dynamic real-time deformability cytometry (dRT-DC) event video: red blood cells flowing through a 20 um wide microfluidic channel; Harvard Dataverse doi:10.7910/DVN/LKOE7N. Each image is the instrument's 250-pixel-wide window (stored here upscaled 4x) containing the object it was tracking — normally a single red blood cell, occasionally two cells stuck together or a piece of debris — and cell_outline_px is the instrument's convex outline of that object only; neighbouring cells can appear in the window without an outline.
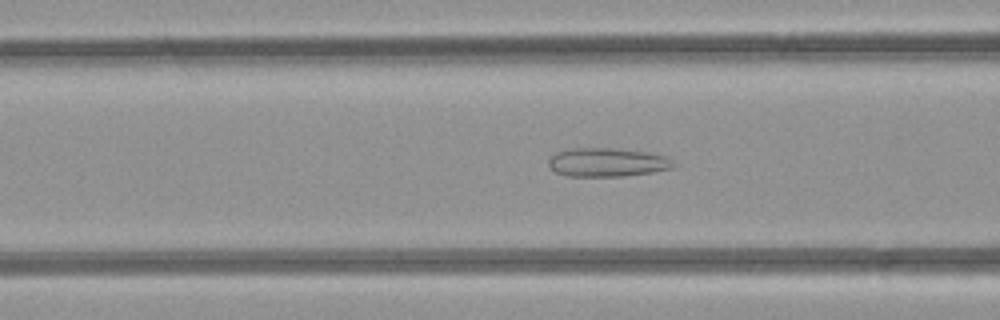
{"species": "common noctule bat (a hibernating species)", "species_latin": "Nyctalus noctula", "temperature_condition": "room temperature", "stored_images_in_passage": 46, "camera_frame_rate_fps": 3000, "um_per_image_px": 0.085, "animal": {"sex": "female", "body_mass_g": 21.9}, "frame": {"image": 1, "passage_image": 15, "time_ms": 4.667, "image_size_px": [1000, 320], "cell_outline_px": [[676, 164], [672, 168], [652, 172], [624, 176], [568, 176], [556, 172], [548, 164], [548, 160], [556, 152], [572, 148], [612, 148], [648, 152], [668, 156]], "centroid_in_image_um": [51.64, 13.79], "position_along_channel_um": 115.0, "area_um2": 20.92}}
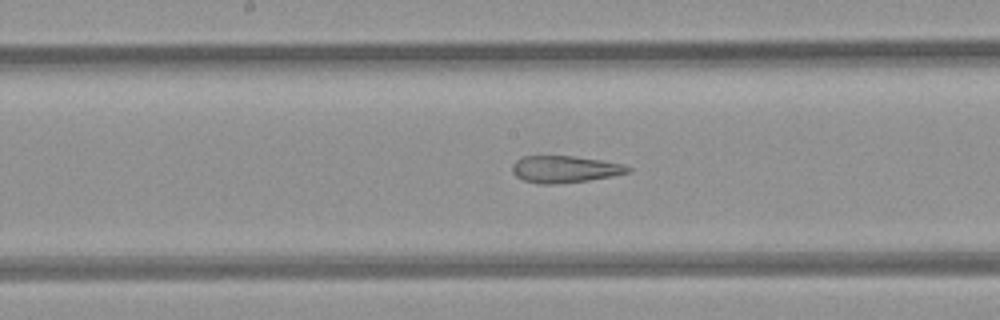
{"frame": {"image": 2, "passage_image": 21, "time_ms": 6.667, "image_size_px": [1000, 320], "cell_outline_px": [[632, 172], [612, 176], [588, 180], [556, 184], [536, 184], [524, 180], [516, 176], [512, 172], [512, 164], [520, 156], [572, 156], [604, 160], [624, 164], [632, 168]], "centroid_in_image_um": [48.02, 14.38], "position_along_channel_um": 200.2, "area_um2": 18.38}}
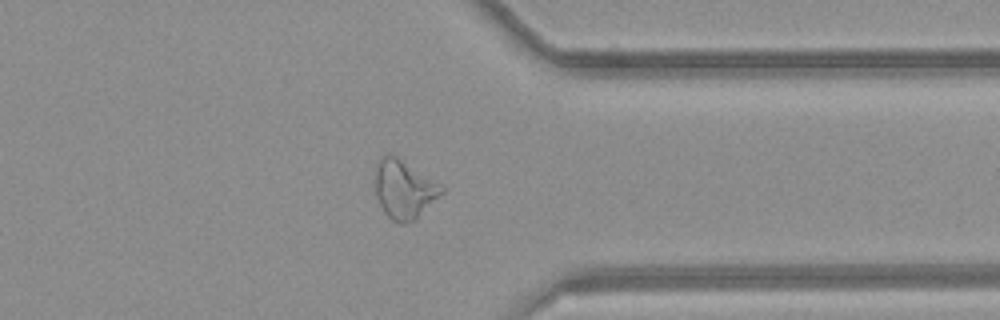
{"frame": {"image": 3, "passage_image": 34, "time_ms": 11.0, "image_size_px": [1000, 320], "cell_outline_px": [[444, 192], [412, 220], [404, 224], [400, 224], [392, 220], [384, 212], [376, 196], [376, 164], [380, 156], [384, 152], [396, 156], [444, 188]], "centroid_in_image_um": [34.28, 16.07], "position_along_channel_um": 377.1, "area_um2": 21.96}, "authors_computed_cell_mechanics": {"area_um2": 24.0737, "velocity_mm_per_s": 4.2327, "shape_relaxation_time_tau1_ms": null, "shape_relaxation_time_tau2_ms": 2.1445, "deformation_change_tau1": null, "deformation_change_tau2": 0.1205}}